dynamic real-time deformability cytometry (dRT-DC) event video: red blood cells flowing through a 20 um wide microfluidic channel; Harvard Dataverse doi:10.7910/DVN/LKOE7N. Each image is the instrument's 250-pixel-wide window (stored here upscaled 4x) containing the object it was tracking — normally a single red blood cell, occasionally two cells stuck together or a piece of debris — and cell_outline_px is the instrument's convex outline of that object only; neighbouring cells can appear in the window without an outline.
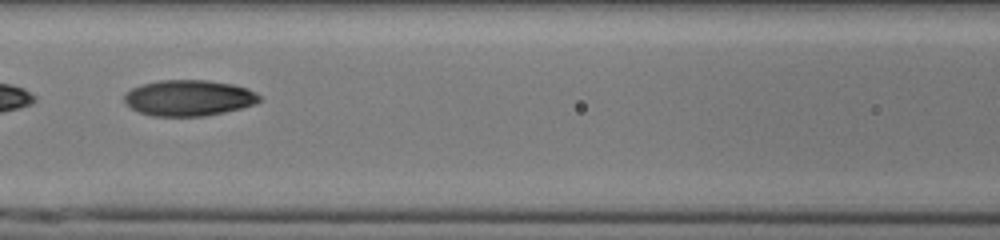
{"species": "human", "species_latin": "Homo sapiens", "temperature_condition": "cold", "stored_images_in_passage": 44, "segment_of_instrument_passage": [2, 2], "camera_frame_rate_fps": 3000, "um_per_image_px": 0.085, "donor": {"sex": "male"}, "frame": {"image": 1, "passage_image": 18, "time_ms": 5.667, "image_size_px": [1000, 240], "cell_outline_px": [[260, 100], [252, 104], [240, 108], [224, 112], [204, 116], [152, 116], [140, 112], [132, 108], [124, 100], [124, 96], [132, 88], [144, 84], [160, 80], [208, 80], [232, 84], [248, 88], [260, 96]], "centroid_in_image_um": [16.05, 8.32], "position_along_channel_um": 150.6, "area_um2": 27.98}}
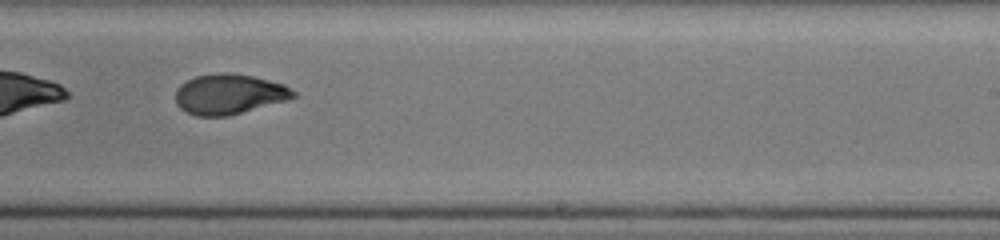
{"frame": {"image": 2, "passage_image": 27, "time_ms": 8.667, "image_size_px": [1000, 240], "cell_outline_px": [[296, 96], [284, 100], [228, 116], [196, 116], [184, 112], [176, 104], [176, 88], [180, 84], [196, 76], [220, 72], [228, 72], [252, 76], [284, 84], [296, 92]], "centroid_in_image_um": [19.42, 8.0], "position_along_channel_um": 269.6, "area_um2": 27.46}}
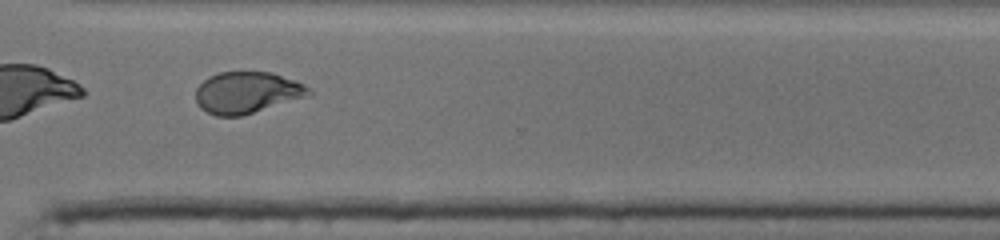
{"frame": {"image": 3, "passage_image": 33, "time_ms": 10.667, "image_size_px": [1000, 240], "cell_outline_px": [[312, 92], [308, 96], [240, 116], [216, 116], [200, 108], [196, 104], [196, 88], [208, 76], [220, 72], [272, 72], [304, 84]], "centroid_in_image_um": [20.96, 7.86], "position_along_channel_um": 349.6, "area_um2": 27.22}}